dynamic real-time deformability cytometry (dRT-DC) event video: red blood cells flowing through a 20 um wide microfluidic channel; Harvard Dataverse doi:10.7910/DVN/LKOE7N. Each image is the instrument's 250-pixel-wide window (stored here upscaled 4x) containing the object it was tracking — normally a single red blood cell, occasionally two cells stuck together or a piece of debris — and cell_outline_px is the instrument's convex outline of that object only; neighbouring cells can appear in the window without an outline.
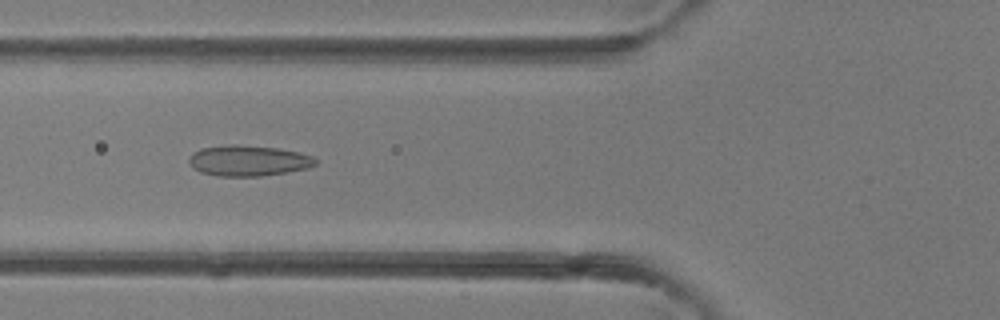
{"species": "common noctule bat (a hibernating species)", "species_latin": "Nyctalus noctula", "temperature_condition": "room temperature", "stored_images_in_passage": 33, "camera_frame_rate_fps": 3000, "um_per_image_px": 0.085, "animal": {"sex": "female"}, "frame": {"image": 1, "passage_image": 12, "time_ms": 3.667, "image_size_px": [1000, 320], "cell_outline_px": [[316, 164], [308, 168], [288, 172], [260, 176], [220, 176], [200, 172], [188, 160], [192, 152], [200, 148], [228, 144], [236, 144], [276, 148], [300, 152], [312, 156], [316, 160]], "centroid_in_image_um": [21.12, 13.65], "position_along_channel_um": 104.7, "area_um2": 22.6}}
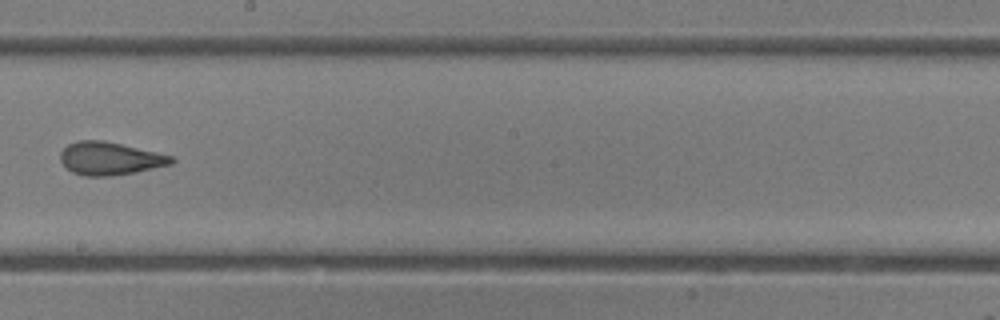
{"frame": {"image": 2, "passage_image": 20, "time_ms": 6.333, "image_size_px": [1000, 320], "cell_outline_px": [[176, 160], [172, 164], [136, 172], [108, 176], [84, 176], [72, 172], [60, 160], [60, 152], [68, 144], [76, 140], [104, 140], [156, 152], [172, 156]], "centroid_in_image_um": [9.33, 13.47], "position_along_channel_um": 238.9, "area_um2": 21.27}}
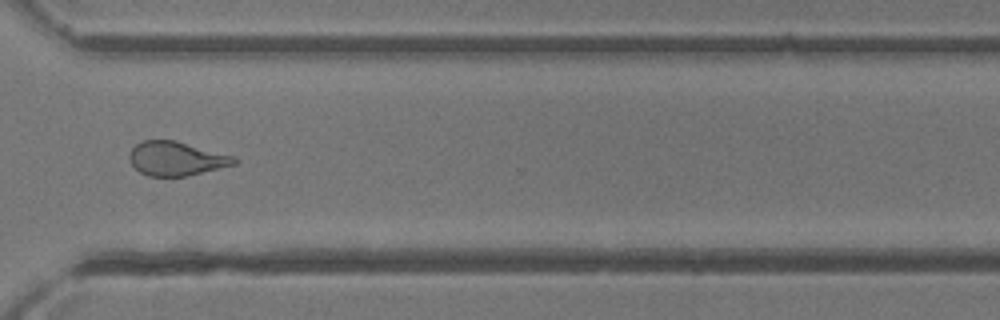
{"frame": {"image": 3, "passage_image": 27, "time_ms": 8.667, "image_size_px": [1000, 320], "cell_outline_px": [[240, 160], [236, 164], [188, 176], [148, 176], [140, 172], [132, 164], [128, 156], [128, 152], [136, 144], [144, 140], [176, 140], [236, 156]], "centroid_in_image_um": [15.02, 13.47], "position_along_channel_um": 355.6, "area_um2": 21.04}}